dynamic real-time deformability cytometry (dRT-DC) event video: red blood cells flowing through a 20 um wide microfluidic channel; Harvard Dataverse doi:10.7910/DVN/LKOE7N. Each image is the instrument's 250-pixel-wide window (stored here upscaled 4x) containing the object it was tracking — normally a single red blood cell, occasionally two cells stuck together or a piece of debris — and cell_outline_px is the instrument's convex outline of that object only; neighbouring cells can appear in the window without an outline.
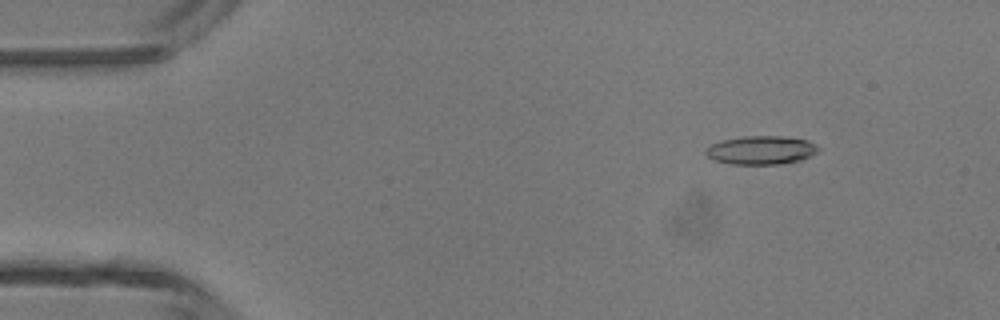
{"species": "common noctule bat (a hibernating species)", "species_latin": "Nyctalus noctula", "temperature_condition": "room temperature", "stored_images_in_passage": 4, "camera_frame_rate_fps": 3000, "um_per_image_px": 0.085, "animal": {"sex": "male", "body_mass_g": 13.3}, "frame": {"image": 1, "passage_image": 2, "time_ms": 1.0, "image_size_px": [1000, 320], "cell_outline_px": [[820, 148], [816, 152], [800, 160], [780, 164], [728, 164], [712, 160], [704, 152], [704, 148], [720, 140], [744, 136], [784, 136], [808, 140], [816, 144]], "centroid_in_image_um": [64.65, 12.76], "position_along_channel_um": 20.4, "area_um2": 18.9}}